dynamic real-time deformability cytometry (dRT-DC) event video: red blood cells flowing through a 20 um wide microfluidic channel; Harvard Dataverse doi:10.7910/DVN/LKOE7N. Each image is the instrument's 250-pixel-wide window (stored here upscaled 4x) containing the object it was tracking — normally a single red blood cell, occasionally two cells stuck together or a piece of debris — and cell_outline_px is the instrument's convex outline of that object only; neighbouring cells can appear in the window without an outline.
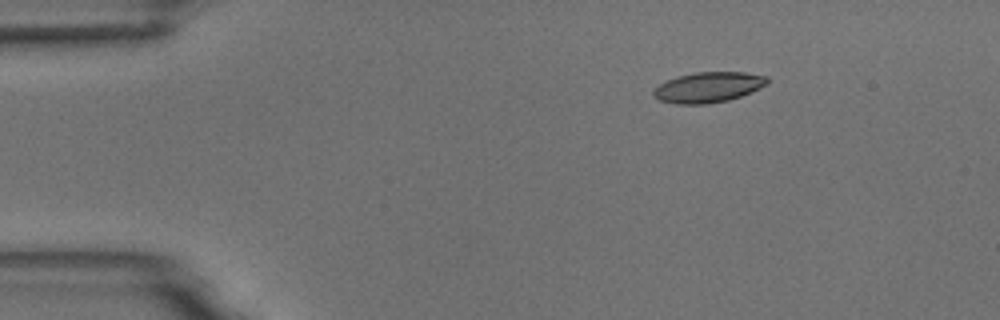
{"species": "common noctule bat (a hibernating species)", "species_latin": "Nyctalus noctula", "temperature_condition": "room temperature", "stored_images_in_passage": 5, "camera_frame_rate_fps": 3000, "um_per_image_px": 0.085, "animal": {"sex": "male", "body_mass_g": 18.8}, "frame": {"image": 1, "passage_image": 3, "time_ms": 2.333, "image_size_px": [1000, 320], "cell_outline_px": [[768, 84], [760, 88], [740, 96], [728, 100], [708, 104], [676, 104], [660, 100], [652, 96], [652, 92], [660, 84], [676, 76], [696, 72], [744, 72], [768, 76]], "centroid_in_image_um": [60.21, 7.41], "position_along_channel_um": 24.8, "area_um2": 20.17}}